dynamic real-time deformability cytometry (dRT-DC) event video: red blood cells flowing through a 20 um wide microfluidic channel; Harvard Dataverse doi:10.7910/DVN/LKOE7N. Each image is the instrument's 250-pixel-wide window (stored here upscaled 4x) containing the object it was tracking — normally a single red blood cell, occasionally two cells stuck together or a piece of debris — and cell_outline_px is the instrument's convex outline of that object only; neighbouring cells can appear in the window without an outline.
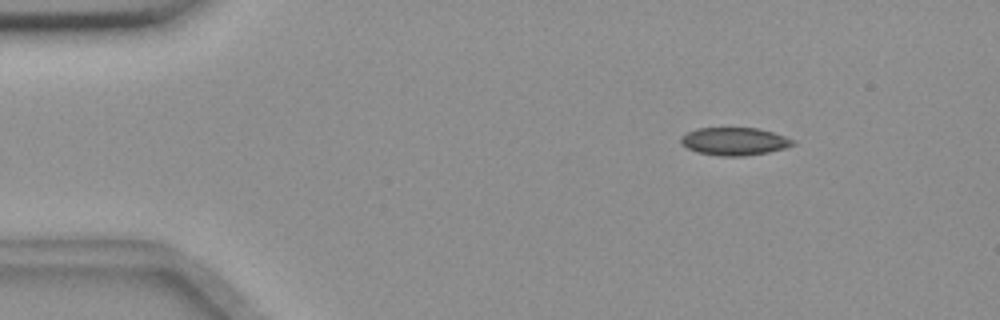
{"species": "common noctule bat (a hibernating species)", "species_latin": "Nyctalus noctula", "temperature_condition": "room temperature", "stored_images_in_passage": 6, "segment_of_instrument_passage": [1, 2], "camera_frame_rate_fps": 3000, "um_per_image_px": 0.085, "animal": {"sex": "female", "body_mass_g": 18.4}, "frame": {"image": 1, "passage_image": 3, "time_ms": 2.333, "image_size_px": [1000, 320], "cell_outline_px": [[796, 144], [784, 148], [768, 152], [744, 156], [720, 156], [696, 152], [688, 148], [680, 140], [680, 136], [696, 128], [760, 128], [796, 140]], "centroid_in_image_um": [62.44, 12.01], "position_along_channel_um": 22.6, "area_um2": 18.15}}